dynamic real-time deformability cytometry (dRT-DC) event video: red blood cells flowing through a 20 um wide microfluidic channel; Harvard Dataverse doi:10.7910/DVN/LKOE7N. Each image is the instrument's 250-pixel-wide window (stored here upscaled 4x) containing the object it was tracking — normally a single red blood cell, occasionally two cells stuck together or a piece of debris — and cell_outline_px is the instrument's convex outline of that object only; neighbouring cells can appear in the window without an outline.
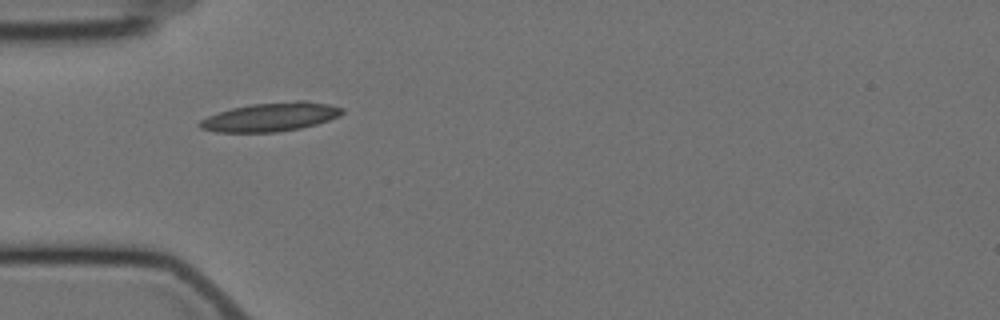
{"species": "Egyptian fruit bat (a non-hibernating species)", "species_latin": "Rousettus aegyptiacus", "temperature_condition": "cold", "stored_images_in_passage": 6, "camera_frame_rate_fps": 3000, "um_per_image_px": 0.085, "animal": {"sex": "female"}, "frame": {"image": 1, "passage_image": 1, "time_ms": 0.0, "image_size_px": [1000, 320], "cell_outline_px": [[344, 112], [340, 116], [316, 124], [300, 128], [276, 132], [216, 132], [200, 128], [196, 124], [200, 120], [208, 116], [232, 108], [252, 104], [300, 100], [304, 100], [328, 104], [344, 108]], "centroid_in_image_um": [23.01, 9.94], "position_along_channel_um": 62.0, "area_um2": 23.81}}
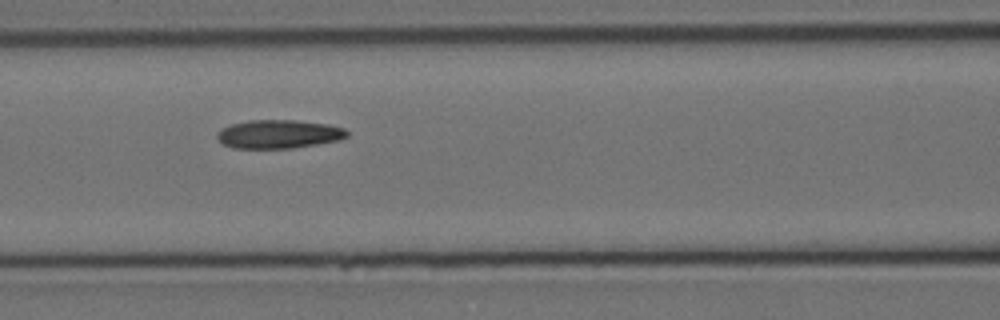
{"frame": {"image": 2, "passage_image": 3, "time_ms": 2.333, "image_size_px": [1000, 320], "cell_outline_px": [[348, 136], [340, 140], [292, 148], [232, 148], [224, 144], [216, 136], [216, 132], [220, 128], [232, 124], [248, 120], [296, 120], [328, 124], [344, 128], [348, 132]], "centroid_in_image_um": [23.68, 11.39], "position_along_channel_um": 142.9, "area_um2": 21.68}}
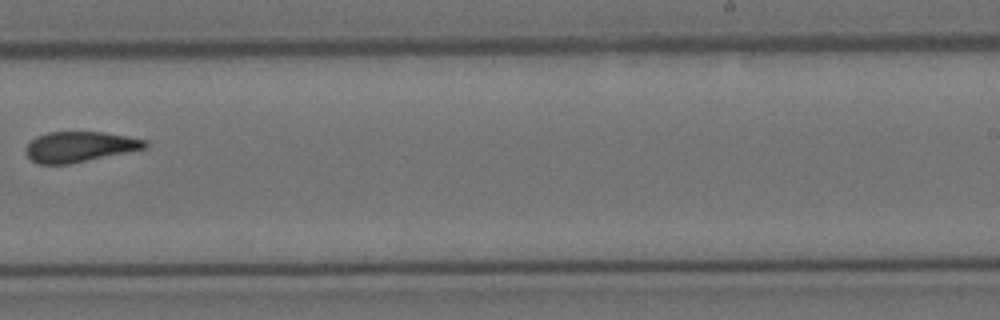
{"frame": {"image": 3, "passage_image": 6, "time_ms": 6.333, "image_size_px": [1000, 320], "cell_outline_px": [[148, 148], [68, 164], [40, 164], [32, 160], [24, 152], [24, 148], [36, 136], [48, 132], [104, 132], [128, 136], [148, 140]], "centroid_in_image_um": [6.79, 12.47], "position_along_channel_um": 282.2, "area_um2": 21.21}}